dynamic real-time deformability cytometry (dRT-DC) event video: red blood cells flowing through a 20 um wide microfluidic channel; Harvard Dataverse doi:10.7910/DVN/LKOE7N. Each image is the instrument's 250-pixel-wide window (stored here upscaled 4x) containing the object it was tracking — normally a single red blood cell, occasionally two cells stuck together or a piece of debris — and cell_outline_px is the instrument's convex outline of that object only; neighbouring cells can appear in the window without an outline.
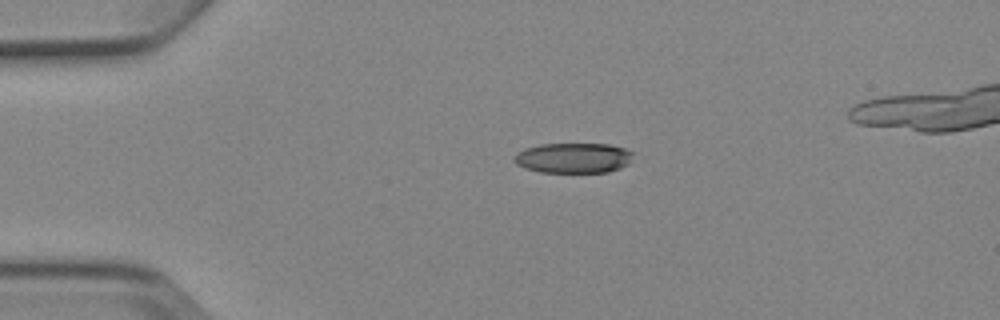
{"species": "Egyptian fruit bat (a non-hibernating species)", "species_latin": "Rousettus aegyptiacus", "temperature_condition": "cold", "stored_images_in_passage": 3, "camera_frame_rate_fps": 3000, "um_per_image_px": 0.085, "animal": {"sex": "female"}, "frame": {"image": 1, "passage_image": 1, "time_ms": 0.0, "image_size_px": [1000, 320], "cell_outline_px": [[636, 152], [628, 164], [620, 168], [608, 172], [540, 172], [524, 168], [516, 164], [512, 160], [512, 156], [516, 152], [524, 148], [540, 144], [608, 144], [624, 148]], "centroid_in_image_um": [48.71, 13.42], "position_along_channel_um": 36.3, "area_um2": 21.27}}